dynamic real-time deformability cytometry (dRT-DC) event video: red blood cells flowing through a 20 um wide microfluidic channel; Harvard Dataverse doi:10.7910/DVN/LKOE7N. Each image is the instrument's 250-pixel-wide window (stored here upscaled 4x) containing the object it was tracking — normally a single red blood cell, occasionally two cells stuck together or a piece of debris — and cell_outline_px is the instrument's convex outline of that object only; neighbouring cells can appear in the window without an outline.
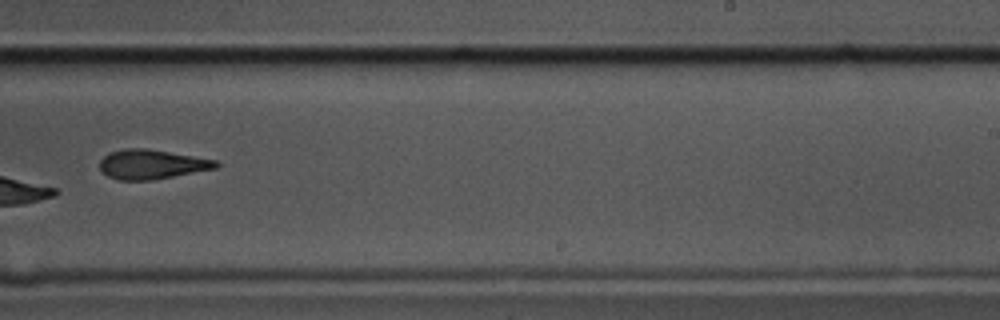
{"species": "common noctule bat (a hibernating species)", "species_latin": "Nyctalus noctula", "temperature_condition": "cold", "stored_images_in_passage": 13, "camera_frame_rate_fps": 3000, "um_per_image_px": 0.085, "animal": {"sex": "male", "body_mass_g": 17.5, "forearm_length_mm": 52.3}, "frame": {"image": 1, "passage_image": 8, "time_ms": 2.333, "image_size_px": [1000, 320], "cell_outline_px": [[220, 164], [216, 168], [152, 180], [120, 180], [108, 176], [100, 168], [100, 160], [108, 152], [124, 148], [144, 148], [216, 160]], "centroid_in_image_um": [12.86, 13.96], "position_along_channel_um": 276.1, "area_um2": 19.71}}
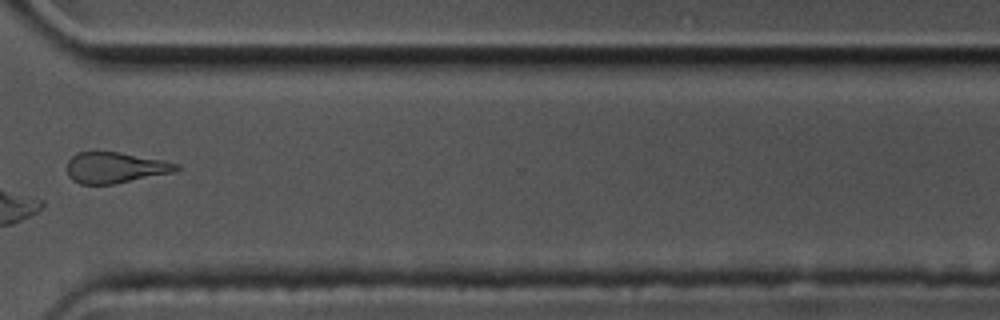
{"frame": {"image": 2, "passage_image": 10, "time_ms": 3.0, "image_size_px": [1000, 320], "cell_outline_px": [[180, 168], [176, 172], [112, 184], [80, 184], [72, 180], [68, 176], [68, 160], [76, 152], [120, 152], [164, 160], [180, 164]], "centroid_in_image_um": [9.82, 14.24], "position_along_channel_um": 360.8, "area_um2": 19.77}}